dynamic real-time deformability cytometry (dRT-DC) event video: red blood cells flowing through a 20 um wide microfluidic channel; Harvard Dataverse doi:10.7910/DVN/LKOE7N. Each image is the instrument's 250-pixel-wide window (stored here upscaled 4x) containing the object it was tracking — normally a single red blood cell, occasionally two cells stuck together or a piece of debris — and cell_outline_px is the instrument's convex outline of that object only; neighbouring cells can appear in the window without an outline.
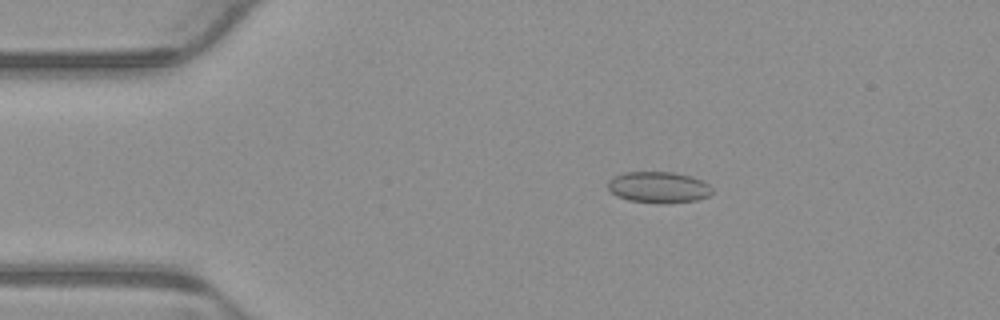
{"species": "common noctule bat (a hibernating species)", "species_latin": "Nyctalus noctula", "temperature_condition": "warm", "stored_images_in_passage": 7, "camera_frame_rate_fps": 3000, "um_per_image_px": 0.085, "animal": {"sex": "male", "body_mass_g": 23.1, "forearm_length_mm": 52.7}, "frame": {"image": 1, "passage_image": 3, "time_ms": 0.667, "image_size_px": [1000, 320], "cell_outline_px": [[712, 192], [708, 196], [696, 200], [660, 204], [656, 204], [628, 200], [616, 196], [608, 188], [608, 180], [612, 176], [624, 172], [676, 172], [700, 180], [708, 184], [712, 188]], "centroid_in_image_um": [55.93, 15.92], "position_along_channel_um": 29.1, "area_um2": 19.07}}
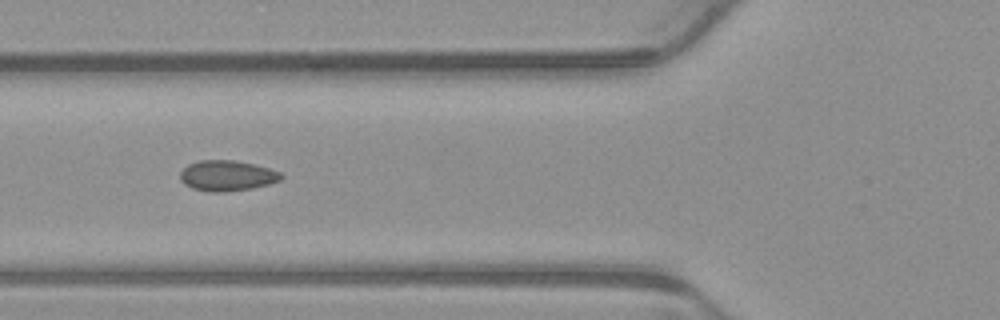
{"frame": {"image": 2, "passage_image": 6, "time_ms": 1.667, "image_size_px": [1000, 320], "cell_outline_px": [[284, 176], [280, 180], [268, 184], [252, 188], [224, 192], [208, 192], [192, 188], [184, 184], [180, 180], [180, 172], [188, 164], [200, 160], [232, 160], [252, 164], [268, 168], [280, 172]], "centroid_in_image_um": [19.27, 14.94], "position_along_channel_um": 106.5, "area_um2": 17.92}}
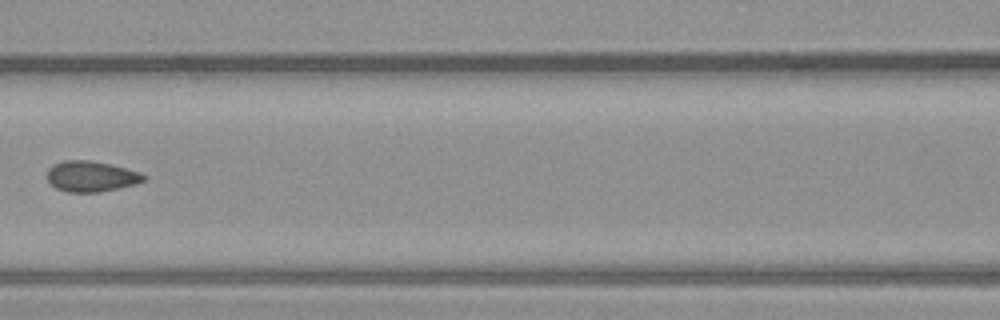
{"frame": {"image": 3, "passage_image": 7, "time_ms": 2.0, "image_size_px": [1000, 320], "cell_outline_px": [[148, 176], [144, 180], [136, 184], [100, 192], [68, 192], [56, 188], [44, 176], [48, 168], [52, 164], [64, 160], [92, 160], [112, 164], [140, 172]], "centroid_in_image_um": [7.73, 14.98], "position_along_channel_um": 158.9, "area_um2": 17.57}}